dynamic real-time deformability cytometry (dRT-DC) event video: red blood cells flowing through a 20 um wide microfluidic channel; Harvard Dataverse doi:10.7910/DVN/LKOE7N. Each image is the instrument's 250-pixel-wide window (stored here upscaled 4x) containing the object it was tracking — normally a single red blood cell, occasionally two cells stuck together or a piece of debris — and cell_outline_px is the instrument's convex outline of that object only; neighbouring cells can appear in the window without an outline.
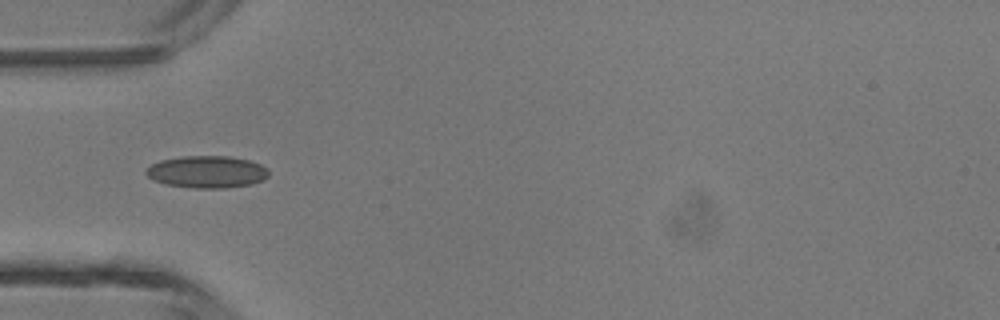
{"species": "common noctule bat (a hibernating species)", "species_latin": "Nyctalus noctula", "temperature_condition": "room temperature", "stored_images_in_passage": 5, "camera_frame_rate_fps": 3000, "um_per_image_px": 0.085, "animal": {"sex": "male", "body_mass_g": 13.3}, "frame": {"image": 1, "passage_image": 4, "time_ms": 1.0, "image_size_px": [1000, 320], "cell_outline_px": [[268, 176], [264, 180], [252, 184], [228, 188], [192, 188], [168, 184], [156, 180], [148, 176], [144, 172], [152, 164], [160, 160], [184, 156], [228, 156], [248, 160], [260, 164], [268, 168]], "centroid_in_image_um": [17.63, 14.61], "position_along_channel_um": 67.4, "area_um2": 22.89}}
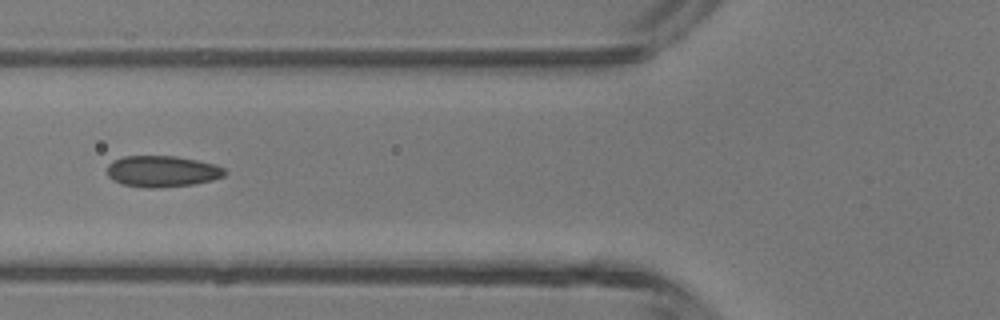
{"frame": {"image": 2, "passage_image": 5, "time_ms": 1.333, "image_size_px": [1000, 320], "cell_outline_px": [[228, 172], [224, 176], [212, 180], [192, 184], [160, 188], [148, 188], [120, 184], [112, 180], [108, 176], [108, 164], [112, 160], [124, 156], [176, 156], [216, 164], [224, 168]], "centroid_in_image_um": [13.78, 14.56], "position_along_channel_um": 112.0, "area_um2": 21.62}}